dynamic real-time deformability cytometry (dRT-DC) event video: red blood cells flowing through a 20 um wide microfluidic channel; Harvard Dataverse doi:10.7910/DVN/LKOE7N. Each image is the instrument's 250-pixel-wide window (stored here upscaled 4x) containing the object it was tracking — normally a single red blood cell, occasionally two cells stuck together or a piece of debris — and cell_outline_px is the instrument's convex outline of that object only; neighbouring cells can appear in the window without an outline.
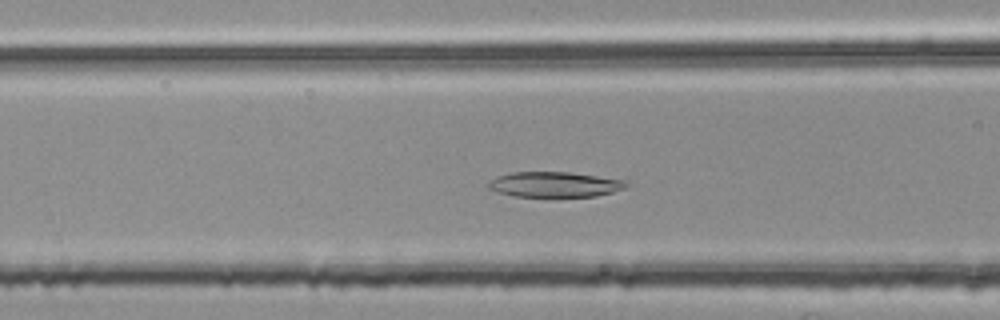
{"species": "common noctule bat (a hibernating species)", "species_latin": "Nyctalus noctula", "temperature_condition": "room temperature", "stored_images_in_passage": 41, "camera_frame_rate_fps": 3000, "um_per_image_px": 0.085, "animal": {"sex": "female", "body_mass_g": 25.1}, "frame": {"image": 1, "passage_image": 10, "time_ms": 3.0, "image_size_px": [1000, 320], "cell_outline_px": [[628, 184], [624, 188], [612, 192], [596, 196], [512, 196], [488, 188], [488, 184], [496, 176], [512, 172], [568, 172], [624, 180]], "centroid_in_image_um": [47.12, 15.67], "position_along_channel_um": 119.5, "area_um2": 19.94}}
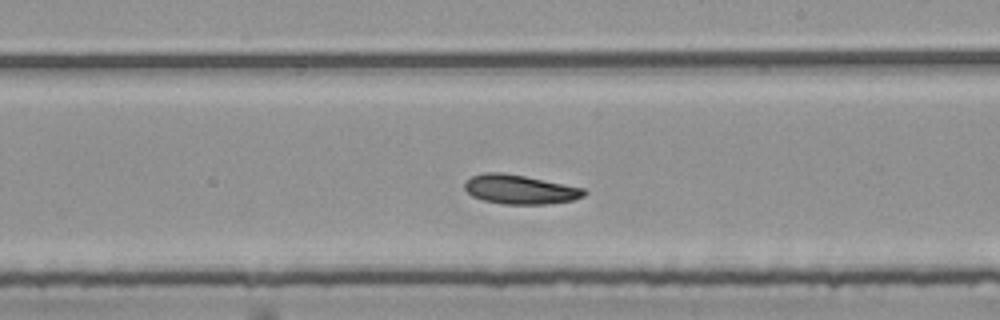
{"frame": {"image": 2, "passage_image": 20, "time_ms": 6.333, "image_size_px": [1000, 320], "cell_outline_px": [[588, 192], [584, 196], [572, 200], [544, 204], [504, 204], [484, 200], [472, 196], [464, 188], [464, 184], [472, 176], [484, 172], [500, 172], [524, 176], [584, 188]], "centroid_in_image_um": [44.19, 16.1], "position_along_channel_um": 244.8, "area_um2": 20.11}}
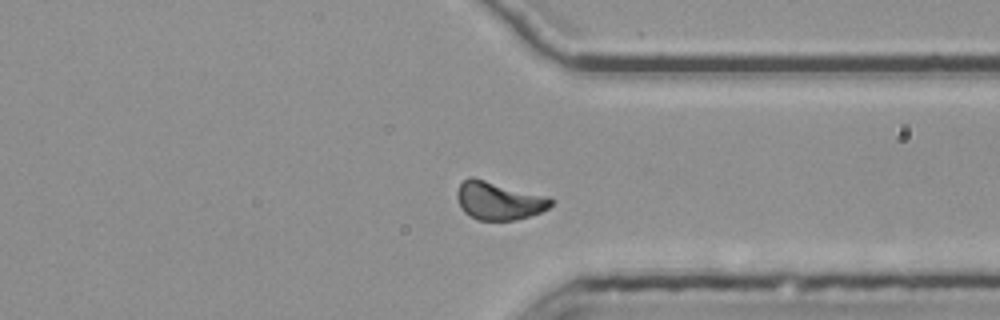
{"frame": {"image": 3, "passage_image": 30, "time_ms": 9.667, "image_size_px": [1000, 320], "cell_outline_px": [[556, 200], [548, 208], [540, 212], [528, 216], [512, 220], [476, 220], [464, 212], [460, 208], [456, 196], [456, 192], [460, 184], [468, 176], [472, 176], [548, 196]], "centroid_in_image_um": [42.38, 17.04], "position_along_channel_um": 369.0, "area_um2": 21.04}, "authors_computed_cell_mechanics": {"area_um2": 20.4034, "velocity_mm_per_s": 3.7688, "shape_relaxation_time_tau1_ms": 4.0457, "shape_relaxation_time_tau2_ms": 2.7316, "deformation_change_tau1": 0.1163, "deformation_change_tau2": 0.0756}}